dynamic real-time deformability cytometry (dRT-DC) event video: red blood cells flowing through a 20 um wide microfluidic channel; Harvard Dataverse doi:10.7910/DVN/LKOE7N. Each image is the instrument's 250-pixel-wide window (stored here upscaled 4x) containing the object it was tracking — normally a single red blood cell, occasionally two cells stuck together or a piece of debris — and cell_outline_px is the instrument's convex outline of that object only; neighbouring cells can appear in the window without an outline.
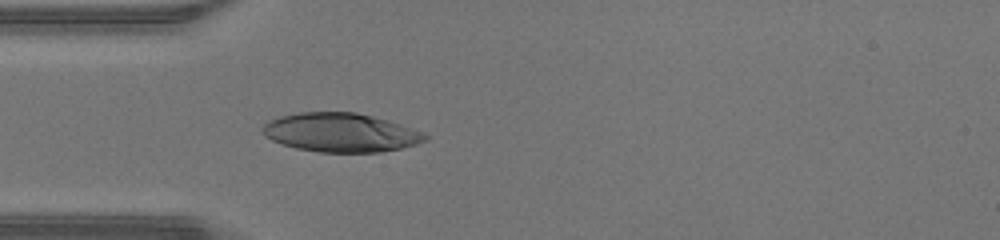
{"species": "human", "species_latin": "Homo sapiens", "temperature_condition": "warm", "stored_images_in_passage": 34, "camera_frame_rate_fps": 3000, "um_per_image_px": 0.085, "donor": {"sex": "male"}, "frame": {"image": 1, "passage_image": 1, "time_ms": 0.0, "image_size_px": [1000, 240], "cell_outline_px": [[428, 140], [416, 144], [400, 148], [380, 152], [320, 152], [296, 148], [272, 140], [264, 136], [260, 128], [268, 120], [280, 116], [300, 112], [356, 112], [372, 116], [400, 124], [424, 132], [428, 136]], "centroid_in_image_um": [28.94, 11.26], "position_along_channel_um": 56.1, "area_um2": 36.82}}
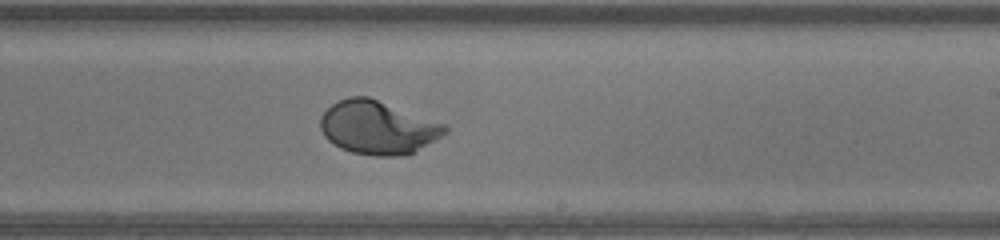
{"frame": {"image": 2, "passage_image": 15, "time_ms": 4.667, "image_size_px": [1000, 240], "cell_outline_px": [[448, 132], [412, 152], [404, 156], [372, 156], [352, 152], [340, 148], [328, 140], [324, 136], [320, 128], [320, 116], [332, 104], [348, 96], [368, 96], [448, 124]], "centroid_in_image_um": [32.11, 10.83], "position_along_channel_um": 256.9, "area_um2": 38.9}}
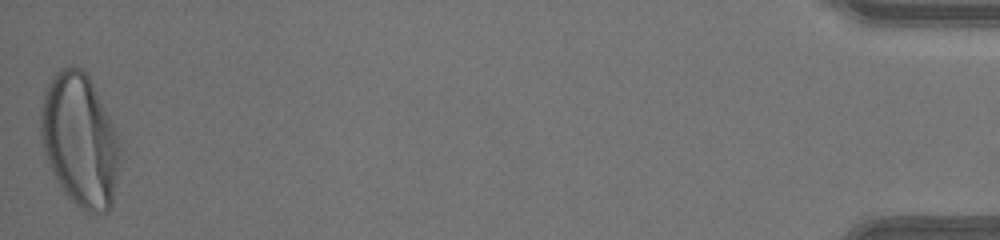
{"frame": {"image": 3, "passage_image": 34, "time_ms": 11.0, "image_size_px": [1000, 240], "cell_outline_px": [[120, 164], [112, 208], [108, 212], [96, 216], [80, 208], [68, 200], [60, 188], [48, 164], [40, 140], [40, 108], [44, 92], [52, 76], [56, 72], [64, 68], [80, 68], [88, 76], [120, 140]], "centroid_in_image_um": [6.78, 12.02], "position_along_channel_um": 428.4, "area_um2": 61.9}, "authors_computed_cell_mechanics": {"area_um2": 38.8416, "velocity_mm_per_s": 4.3575, "shape_relaxation_time_tau1_ms": 2.624, "shape_relaxation_time_tau2_ms": null, "deformation_change_tau1": 0.2023, "deformation_change_tau2": null}}